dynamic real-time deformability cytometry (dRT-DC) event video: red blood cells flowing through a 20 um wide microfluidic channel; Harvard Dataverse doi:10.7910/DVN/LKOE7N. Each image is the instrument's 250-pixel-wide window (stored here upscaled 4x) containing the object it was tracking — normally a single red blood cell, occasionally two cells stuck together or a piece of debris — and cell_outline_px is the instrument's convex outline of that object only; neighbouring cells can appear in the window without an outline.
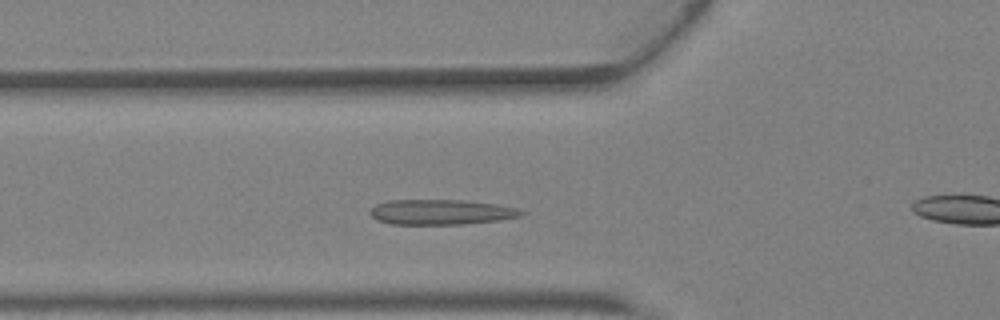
{"species": "Egyptian fruit bat (a non-hibernating species)", "species_latin": "Rousettus aegyptiacus", "temperature_condition": "warm", "stored_images_in_passage": 34, "camera_frame_rate_fps": 3000, "um_per_image_px": 0.085, "animal": {"sex": "female"}, "frame": {"image": 1, "passage_image": 10, "time_ms": 3.0, "image_size_px": [1000, 320], "cell_outline_px": [[524, 212], [520, 216], [500, 220], [464, 224], [388, 224], [376, 220], [368, 212], [376, 204], [388, 200], [464, 200], [496, 204], [516, 208]], "centroid_in_image_um": [37.44, 18.03], "position_along_channel_um": 88.4, "area_um2": 22.2}}
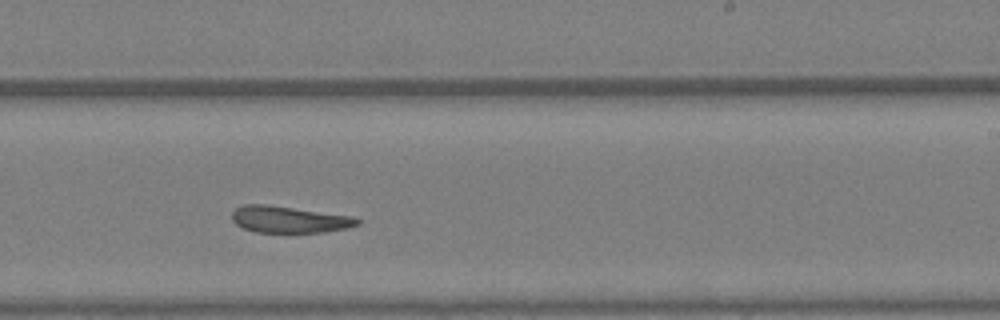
{"frame": {"image": 2, "passage_image": 21, "time_ms": 6.667, "image_size_px": [1000, 320], "cell_outline_px": [[360, 224], [344, 228], [320, 232], [256, 232], [244, 228], [236, 224], [232, 220], [232, 212], [236, 208], [244, 204], [268, 204], [352, 216], [360, 220]], "centroid_in_image_um": [24.54, 18.64], "position_along_channel_um": 264.5, "area_um2": 19.31}}
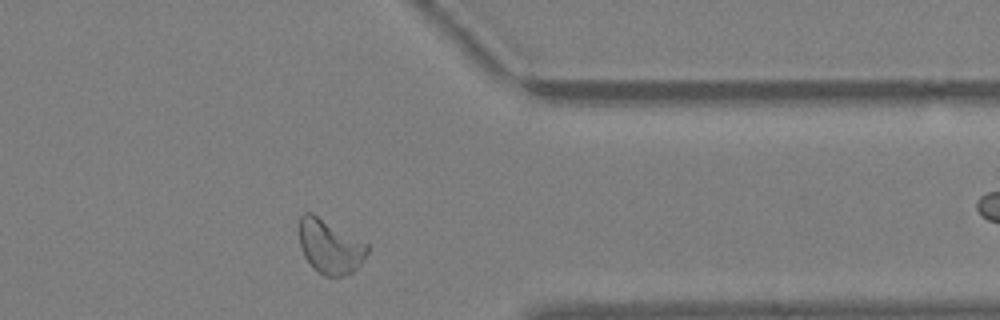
{"frame": {"image": 3, "passage_image": 29, "time_ms": 9.333, "image_size_px": [1000, 320], "cell_outline_px": [[368, 252], [360, 264], [352, 272], [344, 276], [324, 276], [304, 256], [300, 248], [300, 216], [304, 212], [312, 212], [368, 244]], "centroid_in_image_um": [28.05, 20.94], "position_along_channel_um": 383.4, "area_um2": 21.15}, "authors_computed_cell_mechanics": {"area_um2": 21.2415, "velocity_mm_per_s": 4.8049, "shape_relaxation_time_tau1_ms": null, "shape_relaxation_time_tau2_ms": 2.0514, "deformation_change_tau1": null, "deformation_change_tau2": 0.0896}}